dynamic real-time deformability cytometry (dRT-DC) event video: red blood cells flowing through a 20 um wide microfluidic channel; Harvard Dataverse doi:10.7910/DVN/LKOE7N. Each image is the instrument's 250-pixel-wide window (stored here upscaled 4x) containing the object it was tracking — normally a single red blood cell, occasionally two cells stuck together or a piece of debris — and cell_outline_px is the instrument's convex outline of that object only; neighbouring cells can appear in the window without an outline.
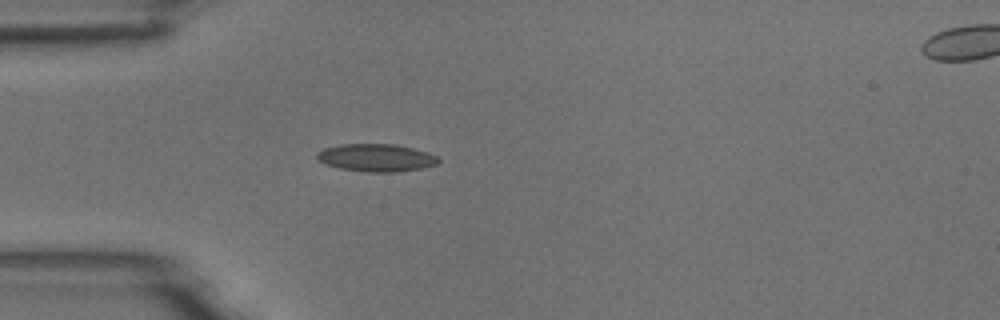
{"species": "common noctule bat (a hibernating species)", "species_latin": "Nyctalus noctula", "temperature_condition": "room temperature", "stored_images_in_passage": 29, "camera_frame_rate_fps": 3000, "um_per_image_px": 0.085, "animal": {"sex": "male", "body_mass_g": 18.8}, "frame": {"image": 1, "passage_image": 1, "time_ms": 0.0, "image_size_px": [1000, 320], "cell_outline_px": [[440, 160], [436, 164], [420, 168], [400, 172], [364, 172], [340, 168], [328, 164], [320, 160], [316, 156], [316, 152], [324, 148], [340, 144], [396, 144], [428, 152], [436, 156]], "centroid_in_image_um": [31.98, 13.4], "position_along_channel_um": 53.0, "area_um2": 19.48}}
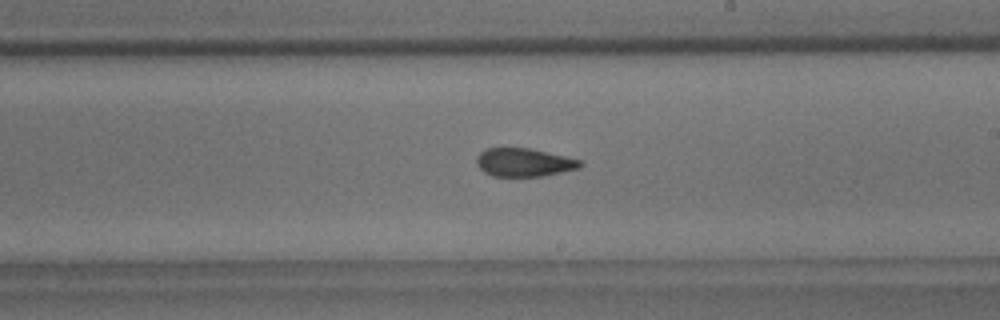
{"frame": {"image": 2, "passage_image": 17, "time_ms": 5.333, "image_size_px": [1000, 320], "cell_outline_px": [[584, 164], [580, 168], [544, 176], [492, 176], [484, 172], [476, 164], [476, 156], [484, 148], [528, 148], [564, 156], [580, 160]], "centroid_in_image_um": [44.52, 13.81], "position_along_channel_um": 244.5, "area_um2": 17.11}}
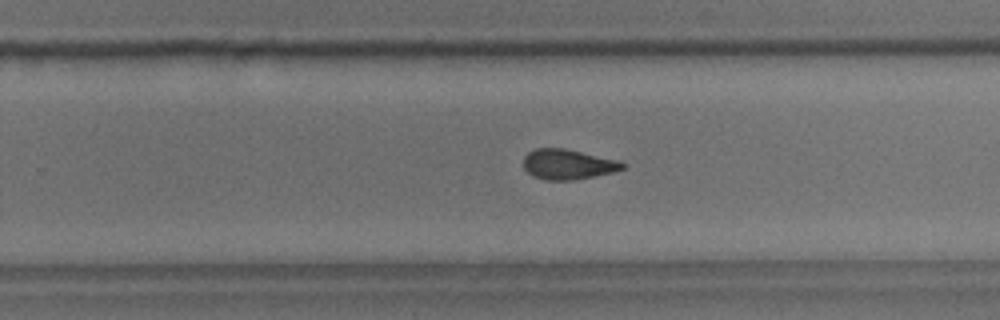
{"frame": {"image": 3, "passage_image": 20, "time_ms": 6.333, "image_size_px": [1000, 320], "cell_outline_px": [[628, 164], [624, 168], [612, 172], [572, 180], [544, 180], [532, 176], [524, 168], [524, 156], [528, 152], [536, 148], [564, 148], [620, 160]], "centroid_in_image_um": [48.28, 13.96], "position_along_channel_um": 281.5, "area_um2": 17.46}, "authors_computed_cell_mechanics": {"area_um2": 17.7446, "velocity_mm_per_s": 3.7173, "shape_relaxation_time_tau1_ms": null, "shape_relaxation_time_tau2_ms": 2.3547, "deformation_change_tau1": null, "deformation_change_tau2": 0.0874}}